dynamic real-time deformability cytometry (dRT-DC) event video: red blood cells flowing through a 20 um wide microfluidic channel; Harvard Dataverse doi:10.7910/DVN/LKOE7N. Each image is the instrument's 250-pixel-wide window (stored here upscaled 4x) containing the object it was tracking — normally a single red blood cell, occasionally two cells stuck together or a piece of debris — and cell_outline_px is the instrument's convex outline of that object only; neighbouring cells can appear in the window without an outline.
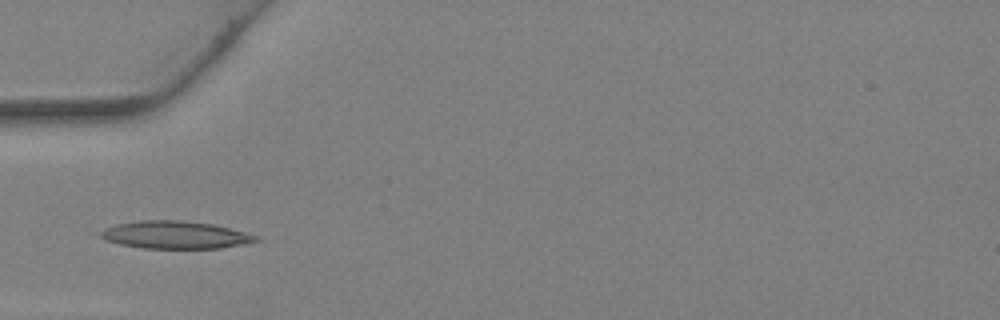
{"species": "Egyptian fruit bat (a non-hibernating species)", "species_latin": "Rousettus aegyptiacus", "temperature_condition": "warm", "stored_images_in_passage": 29, "camera_frame_rate_fps": 3000, "um_per_image_px": 0.085, "animal": {"sex": "female"}, "frame": {"image": 1, "passage_image": 7, "time_ms": 2.0, "image_size_px": [1000, 320], "cell_outline_px": [[260, 240], [220, 248], [140, 248], [120, 244], [108, 240], [100, 236], [100, 232], [104, 228], [116, 224], [140, 220], [180, 220], [212, 224], [244, 232], [256, 236]], "centroid_in_image_um": [14.84, 19.96], "position_along_channel_um": 70.2, "area_um2": 24.62}}
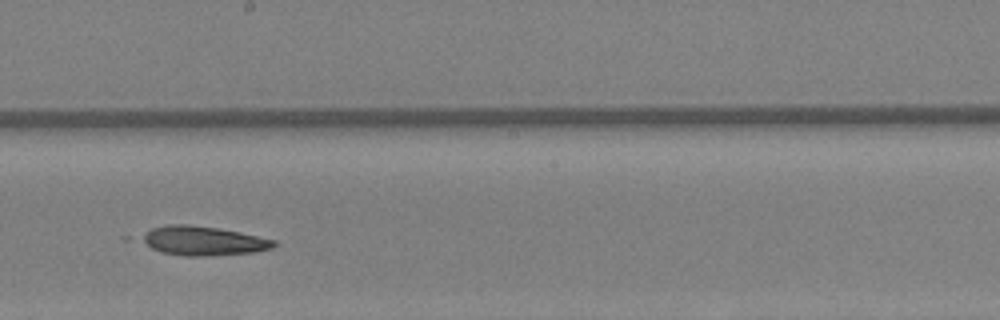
{"frame": {"image": 2, "passage_image": 16, "time_ms": 5.0, "image_size_px": [1000, 320], "cell_outline_px": [[276, 244], [272, 248], [256, 252], [204, 256], [184, 256], [160, 252], [152, 248], [140, 240], [140, 236], [152, 228], [168, 224], [188, 224], [220, 228], [240, 232], [276, 240]], "centroid_in_image_um": [17.26, 20.46], "position_along_channel_um": 230.9, "area_um2": 22.6}}
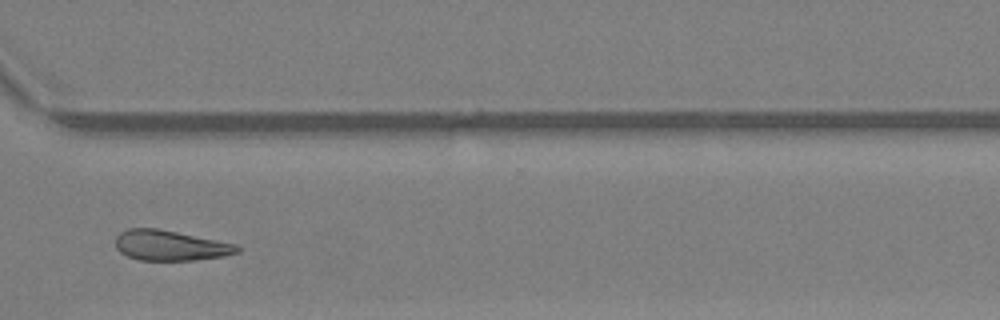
{"frame": {"image": 3, "passage_image": 23, "time_ms": 7.333, "image_size_px": [1000, 320], "cell_outline_px": [[240, 252], [224, 256], [196, 260], [140, 260], [128, 256], [120, 252], [116, 248], [116, 236], [120, 232], [128, 228], [156, 228], [236, 244], [240, 248]], "centroid_in_image_um": [14.46, 20.87], "position_along_channel_um": 356.1, "area_um2": 21.33}}